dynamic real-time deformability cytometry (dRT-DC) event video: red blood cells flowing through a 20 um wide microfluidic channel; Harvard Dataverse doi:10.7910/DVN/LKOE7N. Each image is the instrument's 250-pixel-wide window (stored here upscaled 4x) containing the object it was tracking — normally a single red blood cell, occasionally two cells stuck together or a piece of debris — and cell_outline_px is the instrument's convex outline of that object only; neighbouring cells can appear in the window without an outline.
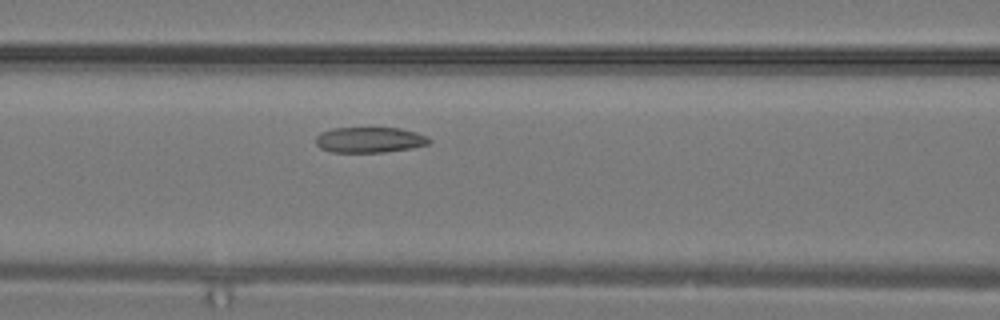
{"species": "common noctule bat (a hibernating species)", "species_latin": "Nyctalus noctula", "temperature_condition": "warm", "stored_images_in_passage": 17, "camera_frame_rate_fps": 3000, "um_per_image_px": 0.085, "animal": {"sex": "male", "body_mass_g": 19.2, "forearm_length_mm": 51.8}, "frame": {"image": 1, "passage_image": 4, "time_ms": 1.0, "image_size_px": [1000, 320], "cell_outline_px": [[432, 140], [428, 144], [412, 148], [384, 152], [332, 152], [320, 148], [316, 144], [316, 136], [320, 132], [332, 128], [400, 128], [416, 132], [428, 136]], "centroid_in_image_um": [31.42, 11.88], "position_along_channel_um": 135.2, "area_um2": 16.99}}
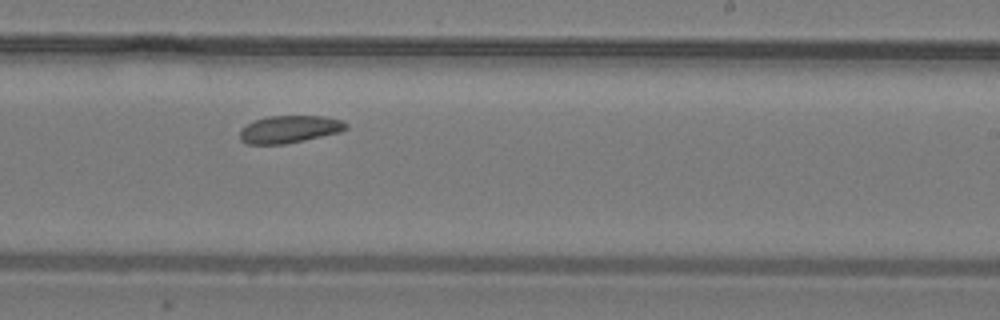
{"frame": {"image": 2, "passage_image": 10, "time_ms": 3.0, "image_size_px": [1000, 320], "cell_outline_px": [[348, 128], [340, 132], [304, 140], [284, 144], [248, 144], [240, 140], [240, 128], [244, 124], [268, 116], [324, 116], [340, 120], [348, 124]], "centroid_in_image_um": [24.58, 10.98], "position_along_channel_um": 264.4, "area_um2": 16.99}}
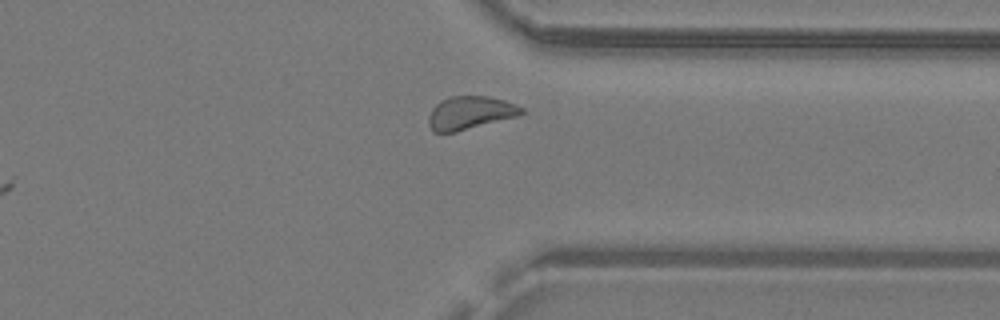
{"frame": {"image": 3, "passage_image": 15, "time_ms": 4.667, "image_size_px": [1000, 320], "cell_outline_px": [[524, 112], [516, 116], [456, 132], [432, 132], [428, 124], [428, 116], [432, 108], [440, 100], [452, 96], [488, 96], [504, 100], [516, 104], [524, 108]], "centroid_in_image_um": [39.92, 9.58], "position_along_channel_um": 371.5, "area_um2": 17.92}}